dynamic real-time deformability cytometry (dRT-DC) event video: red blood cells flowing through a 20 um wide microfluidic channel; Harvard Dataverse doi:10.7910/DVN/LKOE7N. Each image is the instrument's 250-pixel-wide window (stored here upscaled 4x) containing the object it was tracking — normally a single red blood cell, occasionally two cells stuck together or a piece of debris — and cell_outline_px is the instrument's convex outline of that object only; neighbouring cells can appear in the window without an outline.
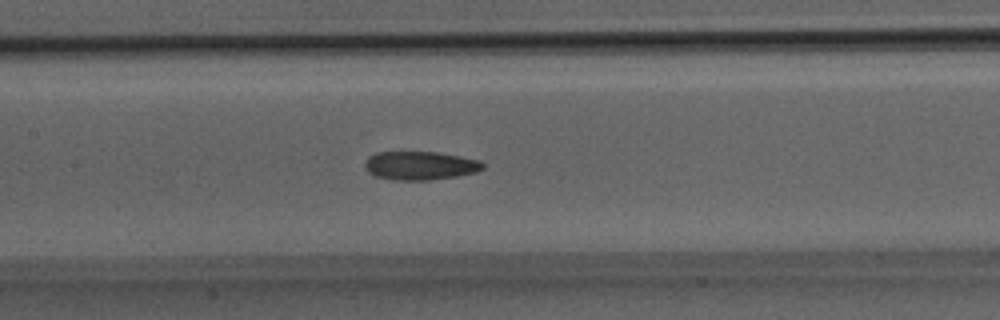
{"species": "Egyptian fruit bat (a non-hibernating species)", "species_latin": "Rousettus aegyptiacus", "temperature_condition": "room temperature", "stored_images_in_passage": 21, "camera_frame_rate_fps": 3000, "um_per_image_px": 0.085, "animal": {"sex": "male"}, "frame": {"image": 1, "passage_image": 15, "time_ms": 4.667, "image_size_px": [1000, 320], "cell_outline_px": [[484, 168], [476, 172], [456, 176], [428, 180], [392, 180], [376, 176], [368, 172], [364, 168], [364, 164], [368, 156], [376, 152], [436, 152], [460, 156], [480, 160], [484, 164]], "centroid_in_image_um": [35.69, 14.07], "position_along_channel_um": 171.7, "area_um2": 19.71}}
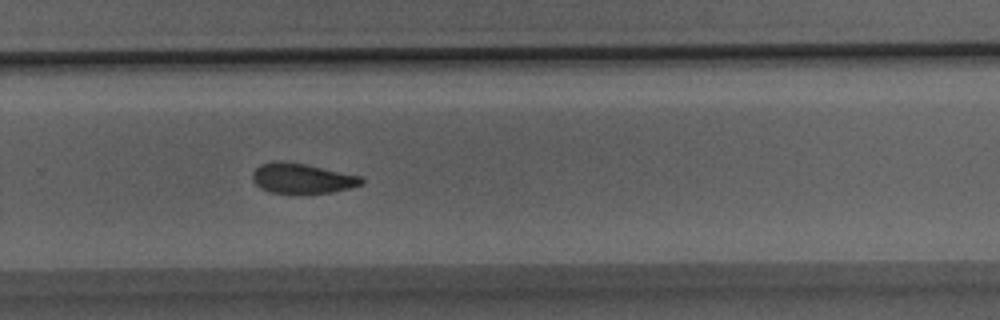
{"frame": {"image": 2, "passage_image": 21, "time_ms": 6.667, "image_size_px": [1000, 320], "cell_outline_px": [[364, 184], [352, 188], [332, 192], [272, 192], [260, 188], [252, 180], [252, 172], [260, 164], [272, 160], [280, 160], [304, 164], [364, 176]], "centroid_in_image_um": [25.7, 15.13], "position_along_channel_um": 304.1, "area_um2": 19.13}}